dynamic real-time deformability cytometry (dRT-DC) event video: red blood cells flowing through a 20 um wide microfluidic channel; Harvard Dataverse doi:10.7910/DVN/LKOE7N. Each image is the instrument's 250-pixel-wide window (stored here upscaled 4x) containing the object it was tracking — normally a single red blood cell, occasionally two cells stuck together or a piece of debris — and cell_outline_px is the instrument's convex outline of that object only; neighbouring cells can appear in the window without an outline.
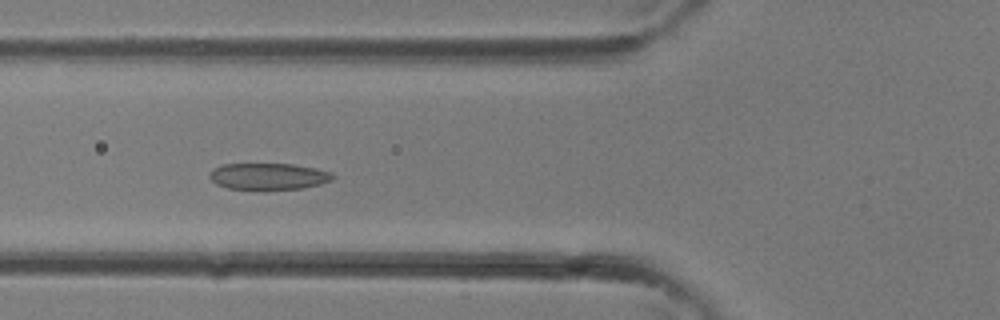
{"species": "common noctule bat (a hibernating species)", "species_latin": "Nyctalus noctula", "temperature_condition": "room temperature", "stored_images_in_passage": 33, "camera_frame_rate_fps": 3000, "um_per_image_px": 0.085, "animal": {"sex": "female"}, "frame": {"image": 1, "passage_image": 12, "time_ms": 3.667, "image_size_px": [1000, 320], "cell_outline_px": [[336, 176], [332, 180], [320, 184], [300, 188], [264, 192], [228, 188], [216, 184], [208, 176], [208, 172], [212, 168], [220, 164], [292, 164], [316, 168], [332, 172]], "centroid_in_image_um": [22.78, 15.02], "position_along_channel_um": 103.0, "area_um2": 19.88}}
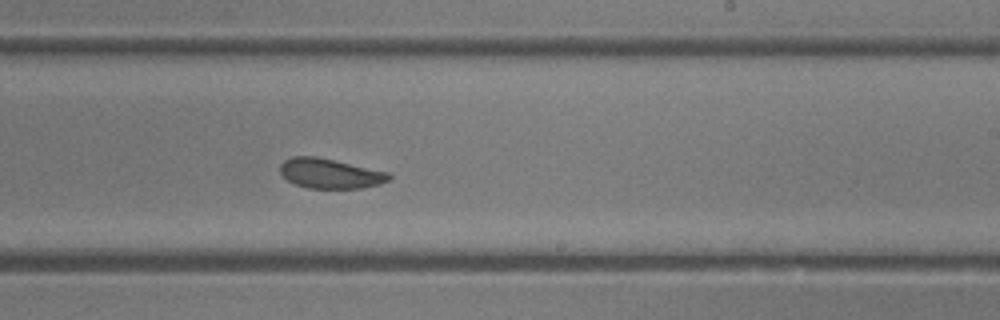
{"frame": {"image": 2, "passage_image": 20, "time_ms": 6.333, "image_size_px": [1000, 320], "cell_outline_px": [[392, 176], [388, 180], [380, 184], [360, 188], [308, 188], [296, 184], [288, 180], [280, 172], [280, 164], [284, 160], [292, 156], [316, 156], [388, 172]], "centroid_in_image_um": [28.04, 14.74], "position_along_channel_um": 261.0, "area_um2": 18.79}}
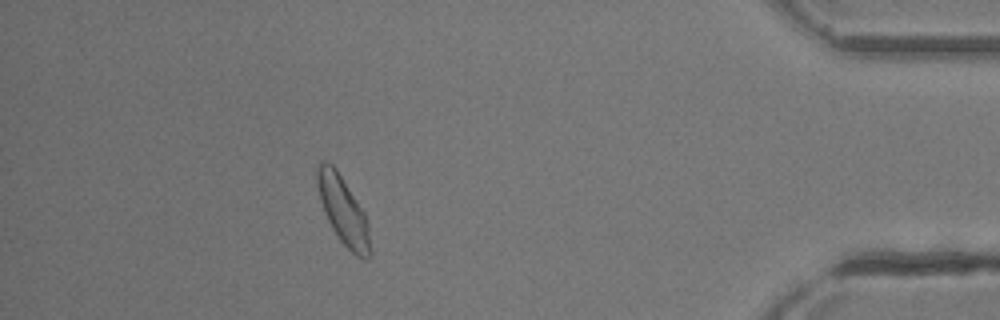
{"frame": {"image": 3, "passage_image": 30, "time_ms": 9.667, "image_size_px": [1000, 320], "cell_outline_px": [[372, 252], [368, 260], [364, 260], [356, 256], [340, 240], [332, 228], [324, 212], [320, 200], [316, 184], [316, 164], [320, 160], [328, 160], [336, 168], [364, 212], [368, 224]], "centroid_in_image_um": [29.16, 17.88], "position_along_channel_um": 406.0, "area_um2": 21.21}}